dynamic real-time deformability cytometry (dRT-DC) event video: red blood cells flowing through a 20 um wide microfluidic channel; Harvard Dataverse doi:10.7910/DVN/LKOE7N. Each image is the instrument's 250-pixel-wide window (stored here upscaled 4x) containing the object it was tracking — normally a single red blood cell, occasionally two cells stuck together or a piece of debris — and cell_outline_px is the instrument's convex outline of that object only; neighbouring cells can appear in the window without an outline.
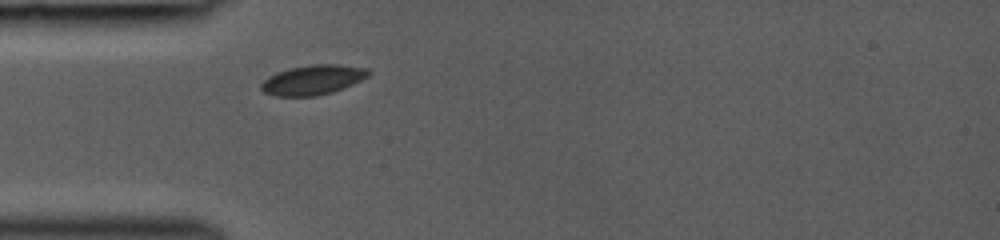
{"species": "common noctule bat (a hibernating species)", "species_latin": "Nyctalus noctula", "temperature_condition": "room temperature", "stored_images_in_passage": 15, "camera_frame_rate_fps": 3000, "um_per_image_px": 0.085, "animal": {"sex": "female", "body_mass_g": 19.0, "forearm_length_mm": 53.3}, "frame": {"image": 1, "passage_image": 1, "time_ms": 0.0, "image_size_px": [1000, 240], "cell_outline_px": [[372, 72], [368, 76], [344, 88], [332, 92], [316, 96], [276, 96], [264, 92], [260, 88], [260, 84], [268, 76], [276, 72], [292, 68], [312, 64], [336, 64], [368, 68]], "centroid_in_image_um": [26.59, 6.79], "position_along_channel_um": 58.4, "area_um2": 18.61}}
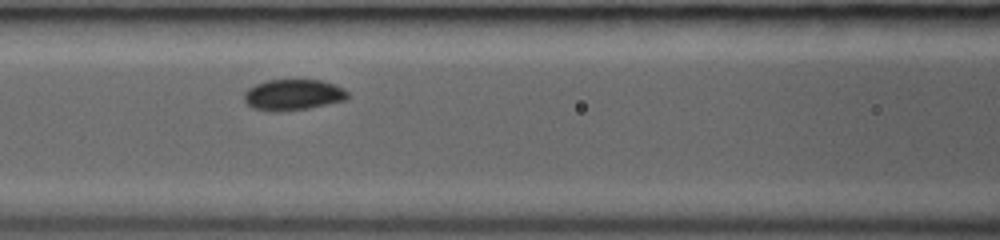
{"frame": {"image": 2, "passage_image": 10, "time_ms": 2.0, "image_size_px": [1000, 240], "cell_outline_px": [[348, 96], [344, 100], [308, 108], [280, 112], [272, 112], [252, 108], [244, 100], [244, 92], [248, 88], [256, 84], [268, 80], [320, 80], [336, 84], [344, 88], [348, 92]], "centroid_in_image_um": [24.89, 8.06], "position_along_channel_um": 141.7, "area_um2": 18.73}}
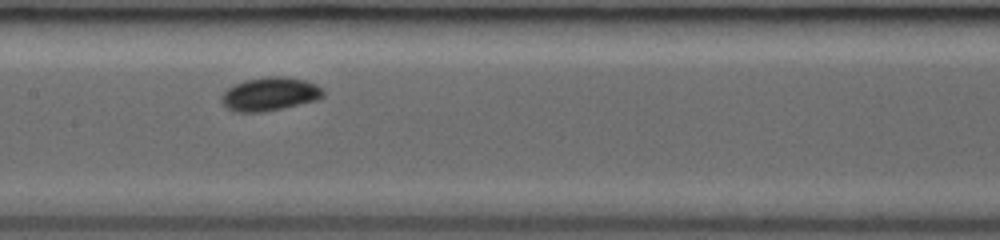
{"frame": {"image": 3, "passage_image": 14, "time_ms": 3.0, "image_size_px": [1000, 240], "cell_outline_px": [[324, 96], [316, 100], [280, 108], [260, 112], [232, 112], [224, 104], [220, 96], [228, 88], [244, 80], [268, 76], [288, 76], [304, 80], [316, 84], [324, 92]], "centroid_in_image_um": [22.92, 7.98], "position_along_channel_um": 184.5, "area_um2": 19.65}}